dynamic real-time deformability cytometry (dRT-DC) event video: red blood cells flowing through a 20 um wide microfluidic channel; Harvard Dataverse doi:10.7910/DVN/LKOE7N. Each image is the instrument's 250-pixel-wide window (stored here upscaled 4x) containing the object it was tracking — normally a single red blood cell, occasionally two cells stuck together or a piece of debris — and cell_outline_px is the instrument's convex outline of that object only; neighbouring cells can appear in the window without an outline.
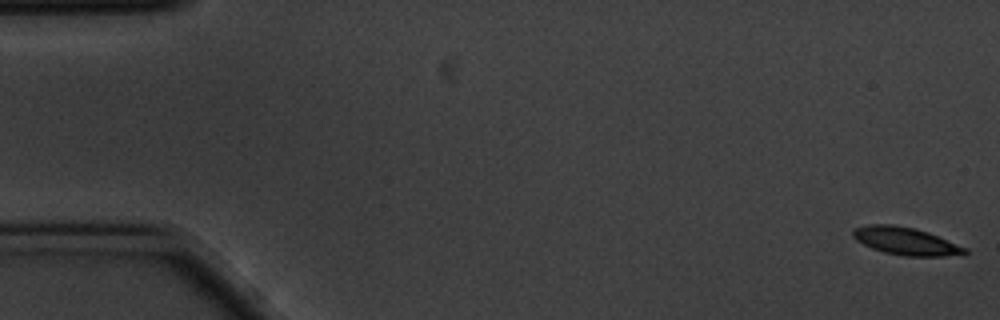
{"species": "common noctule bat (a hibernating species)", "species_latin": "Nyctalus noctula", "temperature_condition": "cold", "stored_images_in_passage": 58, "camera_frame_rate_fps": 3000, "um_per_image_px": 0.085, "animal": {"sex": "male", "body_mass_g": 20.1, "forearm_length_mm": 53.5}, "frame": {"image": 1, "passage_image": 1, "time_ms": 0.0, "image_size_px": [1000, 320], "cell_outline_px": [[968, 252], [964, 256], [904, 256], [884, 252], [872, 248], [856, 240], [852, 236], [852, 232], [856, 228], [868, 224], [892, 224], [916, 228], [928, 232], [968, 248]], "centroid_in_image_um": [77.05, 20.5], "position_along_channel_um": 8.0, "area_um2": 18.21}}
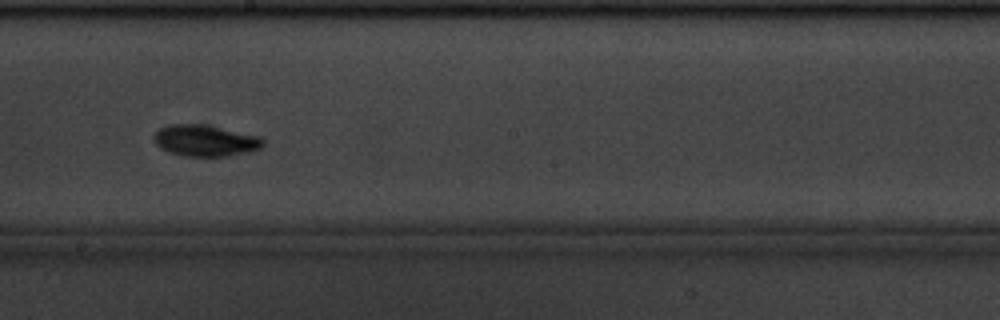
{"frame": {"image": 2, "passage_image": 32, "time_ms": 10.333, "image_size_px": [1000, 320], "cell_outline_px": [[264, 144], [260, 148], [248, 152], [228, 156], [184, 156], [168, 152], [160, 148], [156, 144], [152, 136], [160, 128], [168, 124], [196, 124], [260, 136], [264, 140]], "centroid_in_image_um": [17.4, 11.97], "position_along_channel_um": 230.8, "area_um2": 19.71}}
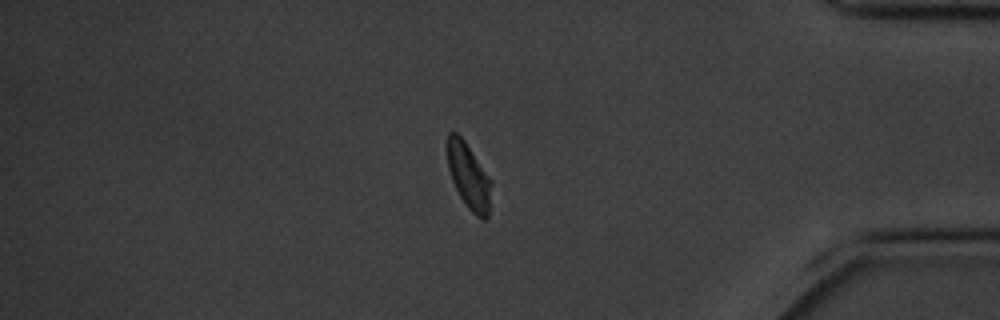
{"frame": {"image": 3, "passage_image": 49, "time_ms": 16.0, "image_size_px": [1000, 320], "cell_outline_px": [[492, 184], [488, 216], [484, 220], [480, 220], [468, 208], [460, 196], [452, 180], [448, 168], [448, 132], [456, 132], [464, 140], [492, 180]], "centroid_in_image_um": [39.87, 15.01], "position_along_channel_um": 395.3, "area_um2": 16.7}, "authors_computed_cell_mechanics": {"area_um2": 18.0625, "velocity_mm_per_s": 3.4536, "shape_relaxation_time_tau1_ms": 2.2543, "shape_relaxation_time_tau2_ms": 1.3411, "deformation_change_tau1": 0.1157, "deformation_change_tau2": 0.0565}}